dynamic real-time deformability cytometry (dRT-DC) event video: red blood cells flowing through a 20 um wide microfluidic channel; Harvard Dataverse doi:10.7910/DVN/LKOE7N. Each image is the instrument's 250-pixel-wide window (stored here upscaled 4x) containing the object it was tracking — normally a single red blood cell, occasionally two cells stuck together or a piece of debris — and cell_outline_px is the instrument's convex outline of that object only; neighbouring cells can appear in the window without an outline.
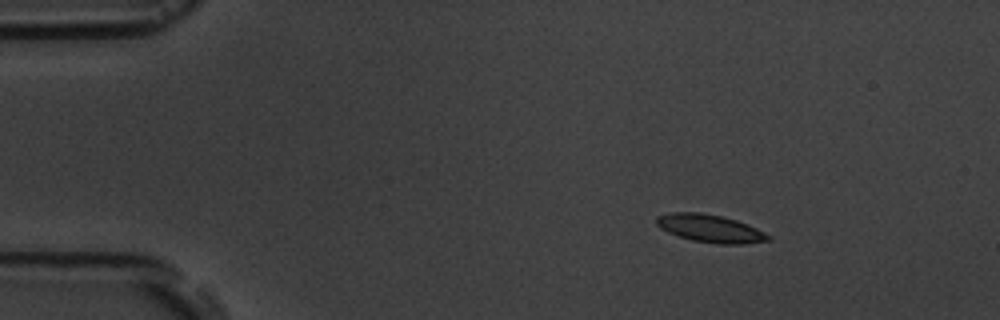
{"species": "common noctule bat (a hibernating species)", "species_latin": "Nyctalus noctula", "temperature_condition": "room temperature", "stored_images_in_passage": 5, "camera_frame_rate_fps": 3000, "um_per_image_px": 0.085, "animal": {"sex": "male", "body_mass_g": 19.5, "forearm_length_mm": 54.6}, "frame": {"image": 1, "passage_image": 1, "time_ms": 0.0, "image_size_px": [1000, 320], "cell_outline_px": [[772, 240], [744, 244], [720, 244], [692, 240], [668, 232], [660, 228], [656, 224], [656, 216], [668, 212], [700, 212], [720, 216], [736, 220], [748, 224], [772, 236]], "centroid_in_image_um": [60.37, 19.41], "position_along_channel_um": 24.6, "area_um2": 18.15}}
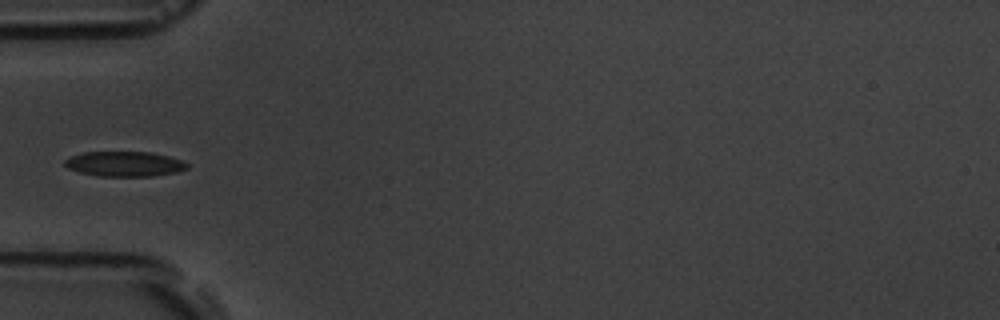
{"frame": {"image": 2, "passage_image": 4, "time_ms": 3.333, "image_size_px": [1000, 320], "cell_outline_px": [[188, 168], [176, 172], [152, 176], [100, 176], [80, 172], [68, 168], [64, 164], [64, 160], [72, 156], [84, 152], [148, 152], [168, 156], [180, 160], [188, 164]], "centroid_in_image_um": [10.57, 13.93], "position_along_channel_um": 74.4, "area_um2": 17.63}}
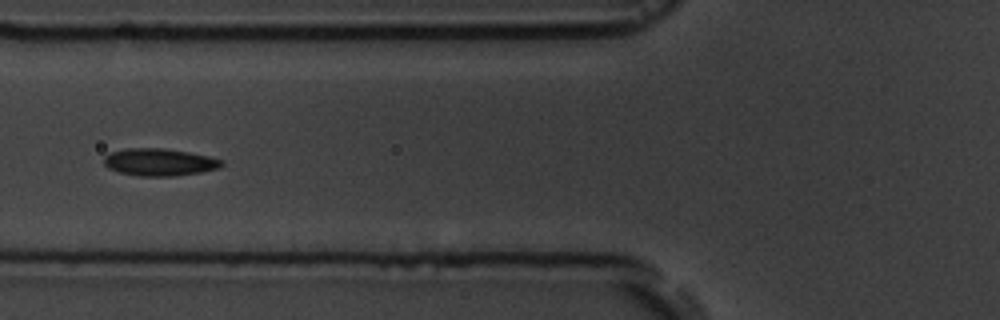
{"frame": {"image": 3, "passage_image": 5, "time_ms": 4.333, "image_size_px": [1000, 320], "cell_outline_px": [[224, 164], [220, 168], [200, 172], [176, 176], [140, 176], [120, 172], [108, 168], [104, 164], [104, 156], [112, 152], [124, 148], [164, 148], [188, 152], [208, 156], [224, 160]], "centroid_in_image_um": [13.57, 13.78], "position_along_channel_um": 112.2, "area_um2": 18.79}}